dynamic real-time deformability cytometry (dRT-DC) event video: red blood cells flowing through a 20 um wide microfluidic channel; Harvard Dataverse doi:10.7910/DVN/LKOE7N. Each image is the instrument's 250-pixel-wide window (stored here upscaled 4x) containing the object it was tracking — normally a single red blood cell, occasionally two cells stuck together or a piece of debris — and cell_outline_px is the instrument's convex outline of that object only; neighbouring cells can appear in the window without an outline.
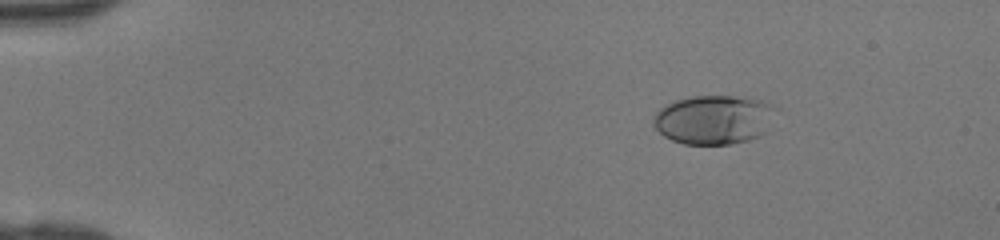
{"species": "human", "species_latin": "Homo sapiens", "temperature_condition": "room temperature", "stored_images_in_passage": 40, "camera_frame_rate_fps": 3000, "um_per_image_px": 0.085, "donor": {"sex": "female"}, "frame": {"image": 1, "passage_image": 1, "time_ms": 0.0, "image_size_px": [1000, 240], "cell_outline_px": [[776, 108], [764, 132], [760, 136], [748, 140], [732, 144], [684, 144], [672, 140], [664, 136], [652, 124], [652, 116], [660, 108], [676, 100], [688, 96], [732, 96], [760, 100]], "centroid_in_image_um": [60.61, 10.17], "position_along_channel_um": 24.4, "area_um2": 34.8}}
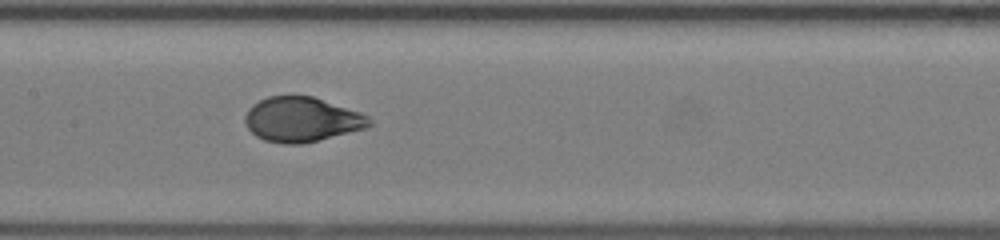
{"frame": {"image": 2, "passage_image": 18, "time_ms": 5.667, "image_size_px": [1000, 240], "cell_outline_px": [[372, 124], [368, 128], [300, 144], [284, 144], [264, 140], [256, 136], [248, 128], [244, 120], [244, 116], [248, 108], [252, 104], [268, 96], [292, 92], [312, 96], [360, 112], [368, 116], [372, 120]], "centroid_in_image_um": [25.62, 10.11], "position_along_channel_um": 181.8, "area_um2": 33.0}}
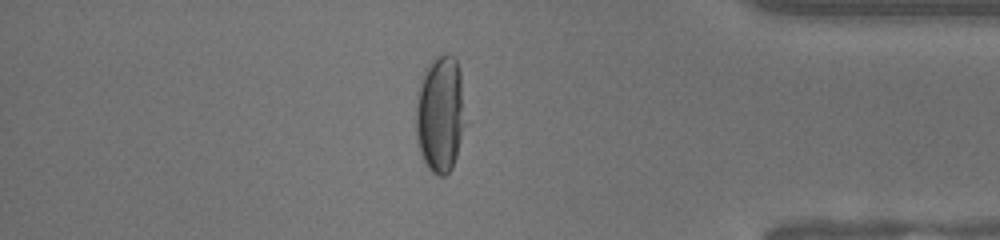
{"frame": {"image": 3, "passage_image": 34, "time_ms": 11.0, "image_size_px": [1000, 240], "cell_outline_px": [[468, 120], [452, 168], [444, 176], [440, 176], [432, 172], [428, 168], [420, 152], [416, 136], [416, 100], [424, 68], [444, 52], [448, 52], [456, 56], [460, 68]], "centroid_in_image_um": [37.47, 9.65], "position_along_channel_um": 397.7, "area_um2": 34.68}}